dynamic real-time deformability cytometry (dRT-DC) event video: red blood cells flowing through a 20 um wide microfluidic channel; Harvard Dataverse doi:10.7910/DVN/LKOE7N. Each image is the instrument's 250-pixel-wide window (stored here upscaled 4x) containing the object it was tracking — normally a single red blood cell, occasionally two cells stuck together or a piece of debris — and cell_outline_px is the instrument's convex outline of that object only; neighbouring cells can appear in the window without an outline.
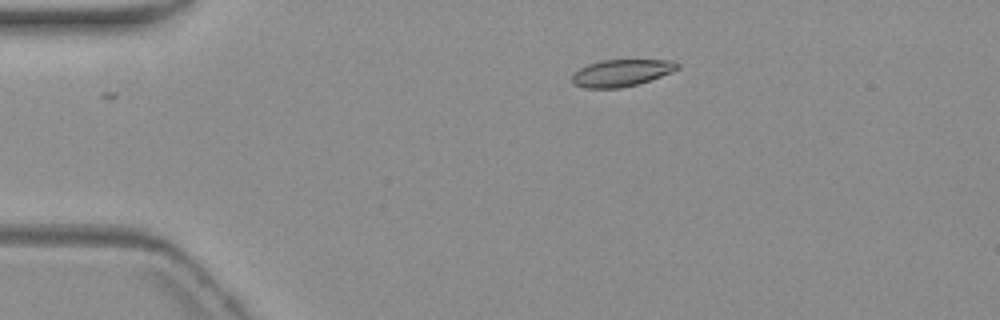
{"species": "common noctule bat (a hibernating species)", "species_latin": "Nyctalus noctula", "temperature_condition": "warm", "stored_images_in_passage": 5, "camera_frame_rate_fps": 3000, "um_per_image_px": 0.085, "animal": {"sex": "female", "body_mass_g": 19.3, "forearm_length_mm": 54.1}, "frame": {"image": 1, "passage_image": 1, "time_ms": 0.0, "image_size_px": [1000, 320], "cell_outline_px": [[680, 68], [672, 72], [636, 84], [620, 88], [584, 88], [572, 84], [572, 72], [588, 64], [600, 60], [672, 60], [680, 64]], "centroid_in_image_um": [52.78, 6.19], "position_along_channel_um": 32.2, "area_um2": 16.59}}
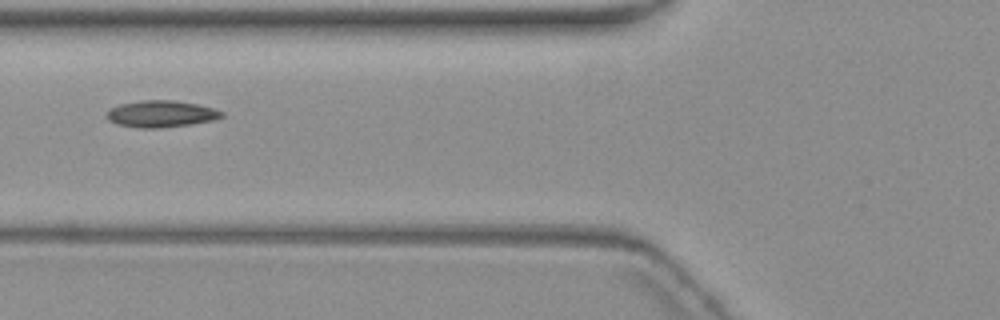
{"frame": {"image": 2, "passage_image": 4, "time_ms": 3.667, "image_size_px": [1000, 320], "cell_outline_px": [[224, 116], [212, 120], [188, 124], [160, 128], [140, 128], [116, 124], [108, 120], [108, 108], [120, 104], [140, 100], [176, 100], [196, 104], [212, 108], [224, 112]], "centroid_in_image_um": [13.66, 9.67], "position_along_channel_um": 112.1, "area_um2": 17.8}}
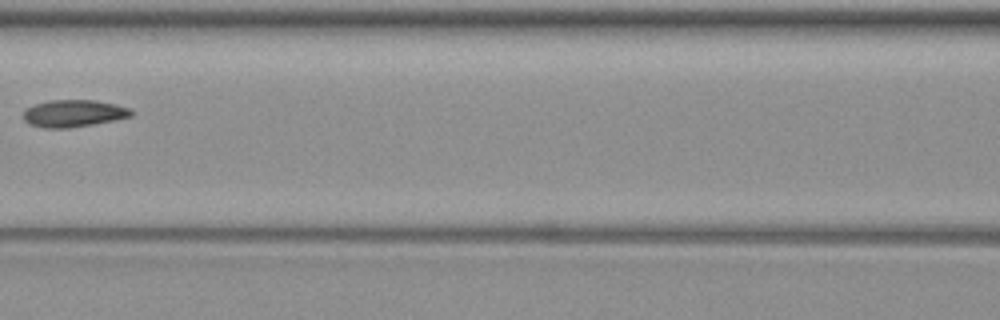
{"frame": {"image": 3, "passage_image": 5, "time_ms": 5.0, "image_size_px": [1000, 320], "cell_outline_px": [[132, 116], [116, 120], [68, 128], [44, 128], [28, 124], [24, 120], [24, 112], [28, 108], [36, 104], [48, 100], [96, 100], [116, 104], [132, 108]], "centroid_in_image_um": [6.29, 9.63], "position_along_channel_um": 160.3, "area_um2": 17.11}}